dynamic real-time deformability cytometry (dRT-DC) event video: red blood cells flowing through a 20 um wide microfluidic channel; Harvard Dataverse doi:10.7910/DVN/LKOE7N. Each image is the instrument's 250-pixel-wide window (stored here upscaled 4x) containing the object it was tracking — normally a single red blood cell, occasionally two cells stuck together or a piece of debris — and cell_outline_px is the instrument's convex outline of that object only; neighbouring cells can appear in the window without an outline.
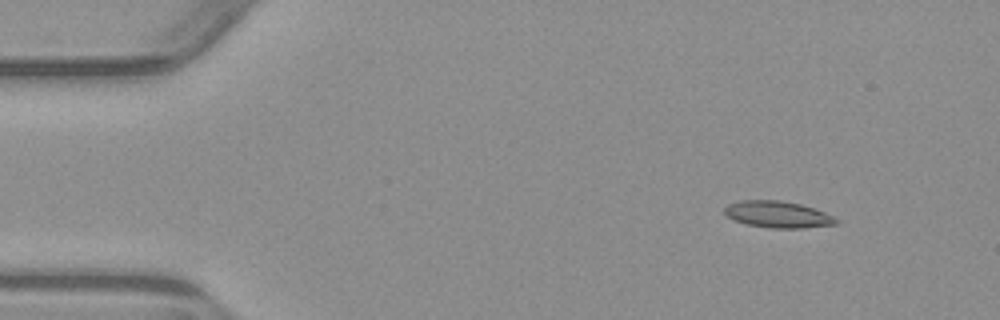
{"species": "common noctule bat (a hibernating species)", "species_latin": "Nyctalus noctula", "temperature_condition": "warm", "stored_images_in_passage": 3, "camera_frame_rate_fps": 3000, "um_per_image_px": 0.085, "animal": {"sex": "male", "body_mass_g": 23.1, "forearm_length_mm": 52.7}, "frame": {"image": 1, "passage_image": 1, "time_ms": 0.0, "image_size_px": [1000, 320], "cell_outline_px": [[840, 220], [836, 224], [804, 228], [768, 228], [748, 224], [732, 220], [724, 216], [724, 208], [728, 204], [740, 200], [780, 200], [800, 204], [836, 216]], "centroid_in_image_um": [66.09, 18.23], "position_along_channel_um": 18.9, "area_um2": 17.51}}
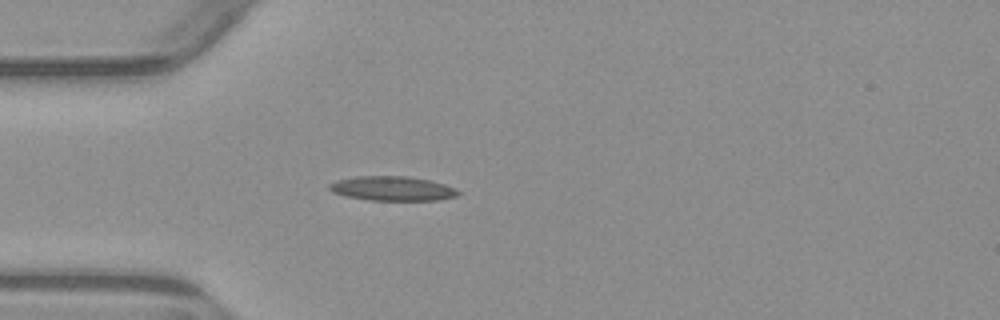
{"frame": {"image": 2, "passage_image": 3, "time_ms": 3.0, "image_size_px": [1000, 320], "cell_outline_px": [[460, 192], [456, 196], [440, 200], [368, 200], [344, 196], [332, 192], [328, 188], [328, 184], [336, 180], [356, 176], [408, 176], [432, 180], [456, 188]], "centroid_in_image_um": [33.34, 16.02], "position_along_channel_um": 51.7, "area_um2": 18.55}}